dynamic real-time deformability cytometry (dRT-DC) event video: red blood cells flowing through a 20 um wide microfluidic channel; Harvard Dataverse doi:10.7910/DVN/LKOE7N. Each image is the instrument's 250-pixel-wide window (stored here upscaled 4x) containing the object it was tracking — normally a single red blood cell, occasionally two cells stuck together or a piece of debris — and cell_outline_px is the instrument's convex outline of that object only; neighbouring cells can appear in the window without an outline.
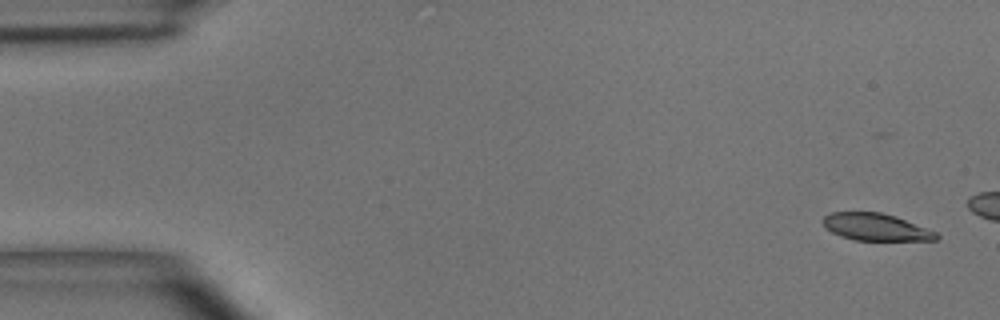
{"species": "common noctule bat (a hibernating species)", "species_latin": "Nyctalus noctula", "temperature_condition": "room temperature", "stored_images_in_passage": 5, "camera_frame_rate_fps": 3000, "um_per_image_px": 0.085, "animal": {"sex": "male", "body_mass_g": 15.6}, "frame": {"image": 1, "passage_image": 1, "time_ms": 0.0, "image_size_px": [1000, 320], "cell_outline_px": [[940, 236], [936, 240], [856, 240], [840, 236], [824, 228], [820, 220], [824, 216], [832, 212], [880, 212], [896, 216], [936, 232]], "centroid_in_image_um": [74.39, 19.29], "position_along_channel_um": 10.6, "area_um2": 17.98}}